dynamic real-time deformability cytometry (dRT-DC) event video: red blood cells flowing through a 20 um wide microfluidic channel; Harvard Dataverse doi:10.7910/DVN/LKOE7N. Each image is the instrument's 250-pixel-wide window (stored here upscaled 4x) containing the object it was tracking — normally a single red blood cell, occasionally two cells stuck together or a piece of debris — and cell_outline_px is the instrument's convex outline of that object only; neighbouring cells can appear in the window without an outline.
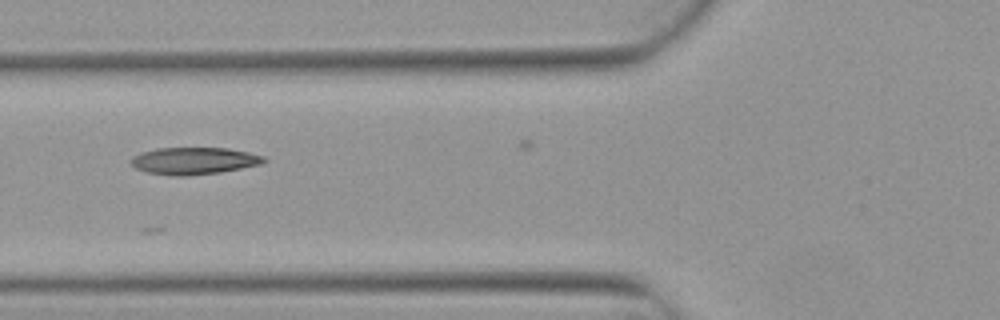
{"species": "Egyptian fruit bat (a non-hibernating species)", "species_latin": "Rousettus aegyptiacus", "temperature_condition": "warm", "stored_images_in_passage": 4, "camera_frame_rate_fps": 3000, "um_per_image_px": 0.085, "animal": {"sex": "female"}, "frame": {"image": 1, "passage_image": 3, "time_ms": 0.667, "image_size_px": [1000, 320], "cell_outline_px": [[268, 160], [260, 164], [220, 172], [188, 176], [172, 176], [148, 172], [136, 168], [128, 160], [132, 156], [140, 152], [156, 148], [228, 148], [248, 152], [264, 156]], "centroid_in_image_um": [16.45, 13.66], "position_along_channel_um": 109.3, "area_um2": 21.04}}
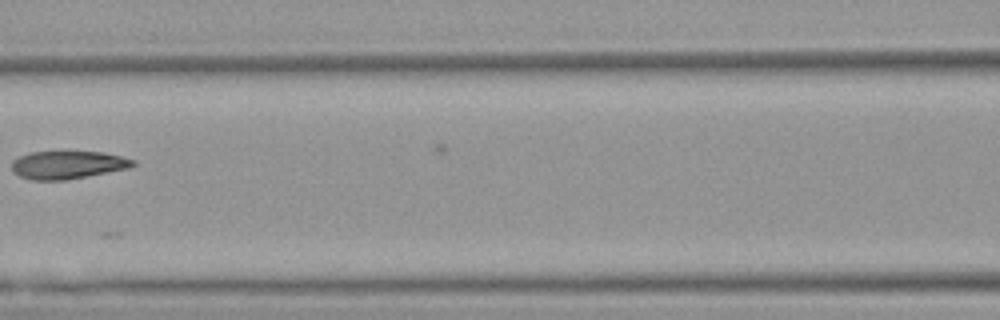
{"frame": {"image": 2, "passage_image": 4, "time_ms": 1.0, "image_size_px": [1000, 320], "cell_outline_px": [[136, 164], [128, 168], [64, 180], [32, 180], [20, 176], [12, 172], [12, 160], [20, 156], [32, 152], [104, 152], [136, 160]], "centroid_in_image_um": [5.74, 14.01], "position_along_channel_um": 160.9, "area_um2": 19.54}}